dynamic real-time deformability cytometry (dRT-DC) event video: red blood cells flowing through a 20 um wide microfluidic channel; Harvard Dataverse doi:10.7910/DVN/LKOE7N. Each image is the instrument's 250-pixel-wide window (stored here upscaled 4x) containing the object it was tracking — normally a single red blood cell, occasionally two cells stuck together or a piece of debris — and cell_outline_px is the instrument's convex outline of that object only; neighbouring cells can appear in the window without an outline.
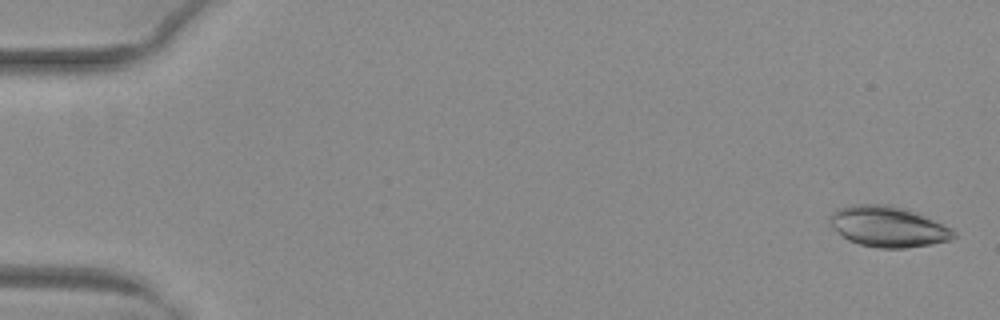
{"species": "common noctule bat (a hibernating species)", "species_latin": "Nyctalus noctula", "temperature_condition": "warm", "stored_images_in_passage": 50, "camera_frame_rate_fps": 3000, "um_per_image_px": 0.085, "animal": {"sex": "female", "body_mass_g": 29.2, "forearm_length_mm": 56.3}, "frame": {"image": 1, "passage_image": 2, "time_ms": 0.333, "image_size_px": [1000, 320], "cell_outline_px": [[956, 236], [952, 240], [932, 244], [904, 248], [880, 248], [860, 244], [848, 240], [832, 228], [828, 220], [828, 216], [832, 212], [840, 208], [852, 204], [888, 204], [908, 208], [944, 224], [952, 228], [956, 232]], "centroid_in_image_um": [75.5, 19.25], "position_along_channel_um": 9.5, "area_um2": 29.77}}
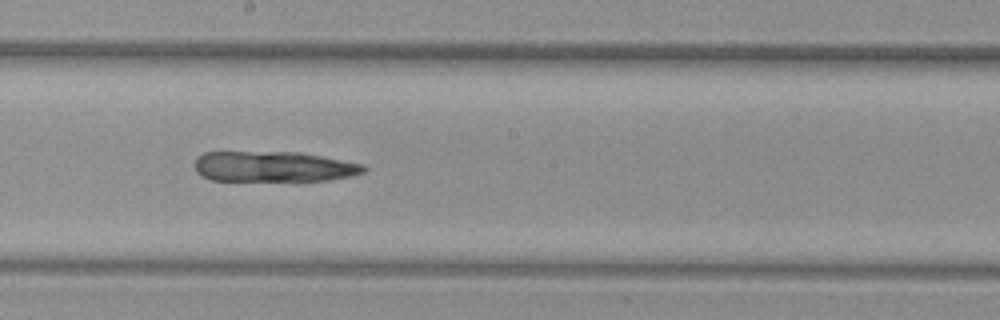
{"frame": {"image": 2, "passage_image": 30, "time_ms": 9.667, "image_size_px": [1000, 320], "cell_outline_px": [[368, 168], [364, 172], [352, 176], [328, 180], [212, 180], [200, 176], [196, 172], [192, 164], [196, 156], [204, 152], [300, 152], [364, 164]], "centroid_in_image_um": [23.21, 14.15], "position_along_channel_um": 225.0, "area_um2": 30.23}}
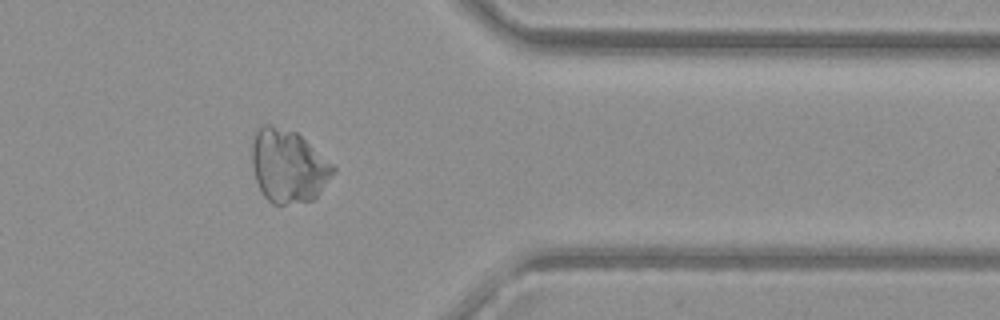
{"frame": {"image": 3, "passage_image": 43, "time_ms": 14.0, "image_size_px": [1000, 320], "cell_outline_px": [[336, 172], [320, 192], [312, 200], [284, 204], [272, 204], [264, 196], [256, 180], [252, 164], [252, 136], [256, 128], [260, 124], [268, 124], [296, 132], [332, 164], [336, 168]], "centroid_in_image_um": [24.48, 14.1], "position_along_channel_um": 386.9, "area_um2": 34.51}}